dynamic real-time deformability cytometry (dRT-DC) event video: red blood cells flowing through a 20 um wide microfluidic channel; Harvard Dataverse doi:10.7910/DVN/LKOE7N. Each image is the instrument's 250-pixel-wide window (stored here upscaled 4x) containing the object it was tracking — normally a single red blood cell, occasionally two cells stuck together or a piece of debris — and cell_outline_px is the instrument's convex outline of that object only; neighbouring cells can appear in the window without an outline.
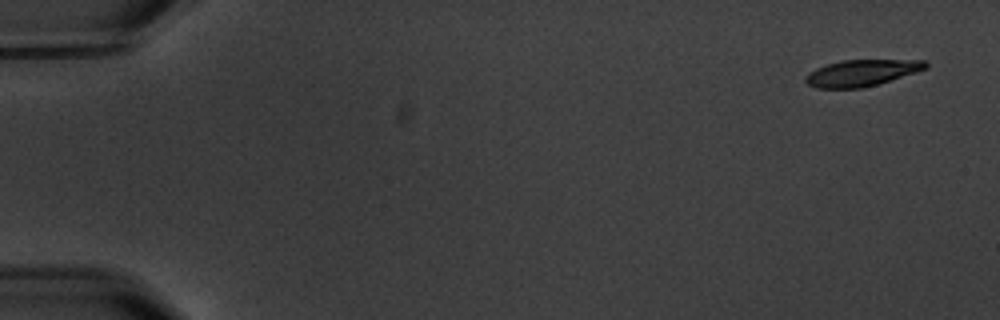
{"species": "common noctule bat (a hibernating species)", "species_latin": "Nyctalus noctula", "temperature_condition": "warm", "stored_images_in_passage": 5, "camera_frame_rate_fps": 3000, "um_per_image_px": 0.085, "animal": {"sex": "male", "body_mass_g": 20.1, "forearm_length_mm": 53.5}, "frame": {"image": 1, "passage_image": 1, "time_ms": 0.0, "image_size_px": [1000, 320], "cell_outline_px": [[928, 68], [880, 84], [864, 88], [816, 88], [808, 84], [804, 80], [804, 76], [808, 72], [816, 68], [828, 64], [844, 60], [924, 60], [928, 64]], "centroid_in_image_um": [73.23, 6.21], "position_along_channel_um": 11.8, "area_um2": 18.61}}
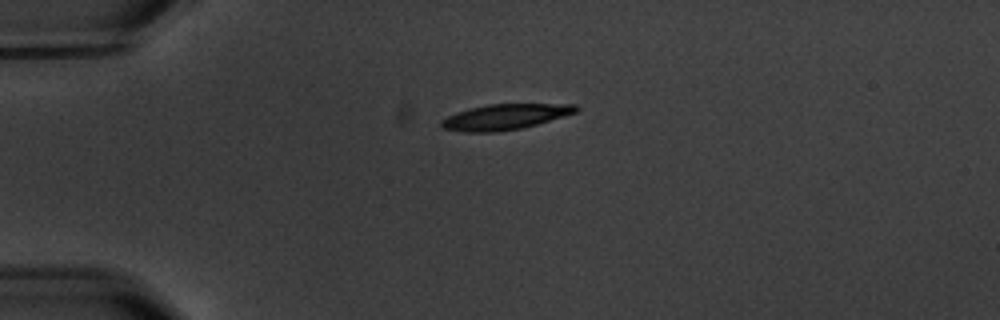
{"frame": {"image": 2, "passage_image": 3, "time_ms": 4.0, "image_size_px": [1000, 320], "cell_outline_px": [[580, 108], [576, 112], [536, 124], [520, 128], [496, 132], [464, 132], [444, 128], [440, 124], [440, 120], [456, 112], [468, 108], [488, 104], [576, 104]], "centroid_in_image_um": [42.89, 9.92], "position_along_channel_um": 42.1, "area_um2": 19.88}}